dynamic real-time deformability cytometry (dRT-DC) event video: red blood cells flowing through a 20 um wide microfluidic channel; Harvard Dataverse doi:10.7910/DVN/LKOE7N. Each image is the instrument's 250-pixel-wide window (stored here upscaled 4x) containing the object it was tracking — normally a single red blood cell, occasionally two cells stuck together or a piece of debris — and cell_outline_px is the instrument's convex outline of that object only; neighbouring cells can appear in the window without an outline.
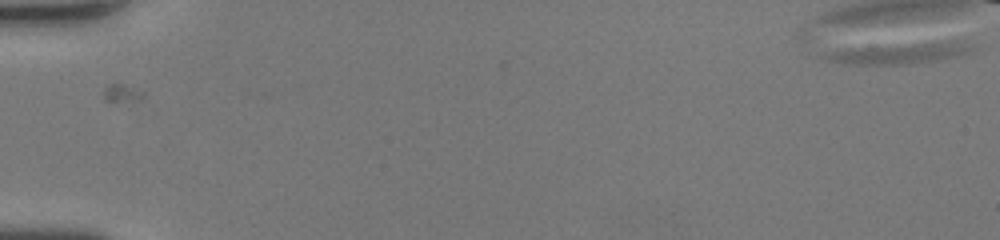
{"species": "human", "species_latin": "Homo sapiens", "temperature_condition": "room temperature", "stored_images_in_passage": 4, "camera_frame_rate_fps": 3000, "um_per_image_px": 0.085, "donor": {"sex": "female"}, "frame": {"image": 1, "passage_image": 1, "time_ms": 0.0, "image_size_px": [1000, 240], "cell_outline_px": [[976, 48], [972, 52], [964, 56], [912, 64], [840, 64], [820, 60], [820, 56], [828, 52], [852, 48], [944, 40], [964, 40], [972, 44]], "centroid_in_image_um": [76.59, 4.51], "position_along_channel_um": 8.4, "area_um2": 18.79}}